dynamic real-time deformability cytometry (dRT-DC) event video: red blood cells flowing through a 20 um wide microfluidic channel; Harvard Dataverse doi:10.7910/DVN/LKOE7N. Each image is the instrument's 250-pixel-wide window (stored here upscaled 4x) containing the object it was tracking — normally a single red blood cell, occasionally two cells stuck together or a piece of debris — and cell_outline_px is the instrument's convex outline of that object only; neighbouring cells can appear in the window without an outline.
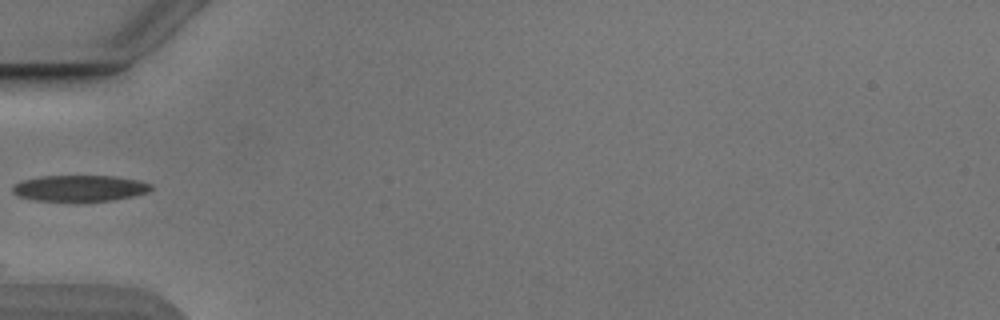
{"species": "Egyptian fruit bat (a non-hibernating species)", "species_latin": "Rousettus aegyptiacus", "temperature_condition": "cold", "stored_images_in_passage": 7, "camera_frame_rate_fps": 3000, "um_per_image_px": 0.085, "animal": {"sex": "male"}, "frame": {"image": 1, "passage_image": 1, "time_ms": 0.0, "image_size_px": [1000, 320], "cell_outline_px": [[152, 188], [148, 192], [132, 196], [112, 200], [80, 204], [36, 200], [16, 196], [12, 192], [12, 188], [16, 184], [24, 180], [40, 176], [116, 176], [140, 180], [152, 184]], "centroid_in_image_um": [6.78, 16.04], "position_along_channel_um": 78.2, "area_um2": 21.91}}
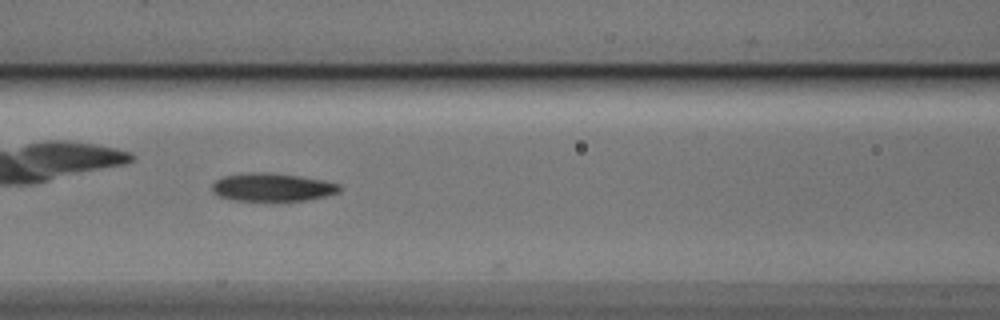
{"frame": {"image": 2, "passage_image": 6, "time_ms": 1.667, "image_size_px": [1000, 320], "cell_outline_px": [[340, 192], [308, 200], [276, 204], [232, 200], [220, 196], [212, 192], [212, 184], [216, 180], [224, 176], [248, 172], [272, 172], [300, 176], [324, 180], [340, 184]], "centroid_in_image_um": [23.15, 15.96], "position_along_channel_um": 143.5, "area_um2": 21.96}}